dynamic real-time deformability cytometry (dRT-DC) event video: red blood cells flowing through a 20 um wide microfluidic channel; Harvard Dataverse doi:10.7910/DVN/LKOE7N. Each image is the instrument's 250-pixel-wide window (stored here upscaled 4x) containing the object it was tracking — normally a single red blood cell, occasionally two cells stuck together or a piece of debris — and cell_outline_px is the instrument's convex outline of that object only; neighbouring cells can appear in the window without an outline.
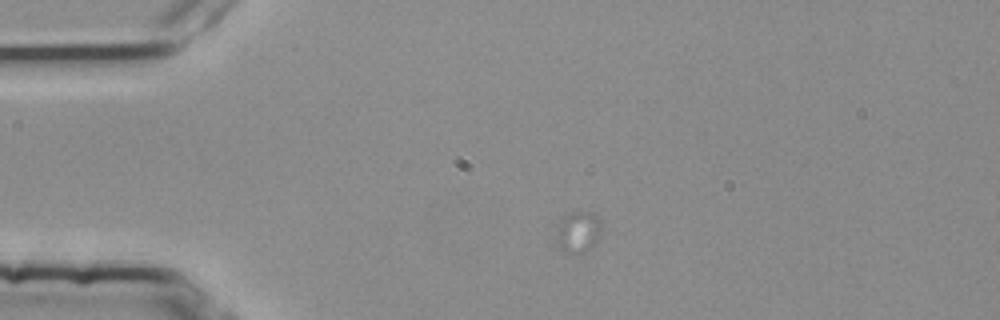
{"species": "common noctule bat (a hibernating species)", "species_latin": "Nyctalus noctula", "temperature_condition": "room temperature", "stored_images_in_passage": 3, "camera_frame_rate_fps": 3000, "um_per_image_px": 0.085, "animal": {"sex": "female", "body_mass_g": 25.1}, "frame": {"image": 1, "passage_image": 1, "time_ms": 0.0, "image_size_px": [1000, 320], "cell_outline_px": [[600, 228], [596, 240], [584, 252], [572, 252], [556, 248], [556, 240], [564, 216], [568, 212], [592, 212], [600, 216]], "centroid_in_image_um": [49.15, 19.68], "position_along_channel_um": 35.9, "area_um2": 10.35}}